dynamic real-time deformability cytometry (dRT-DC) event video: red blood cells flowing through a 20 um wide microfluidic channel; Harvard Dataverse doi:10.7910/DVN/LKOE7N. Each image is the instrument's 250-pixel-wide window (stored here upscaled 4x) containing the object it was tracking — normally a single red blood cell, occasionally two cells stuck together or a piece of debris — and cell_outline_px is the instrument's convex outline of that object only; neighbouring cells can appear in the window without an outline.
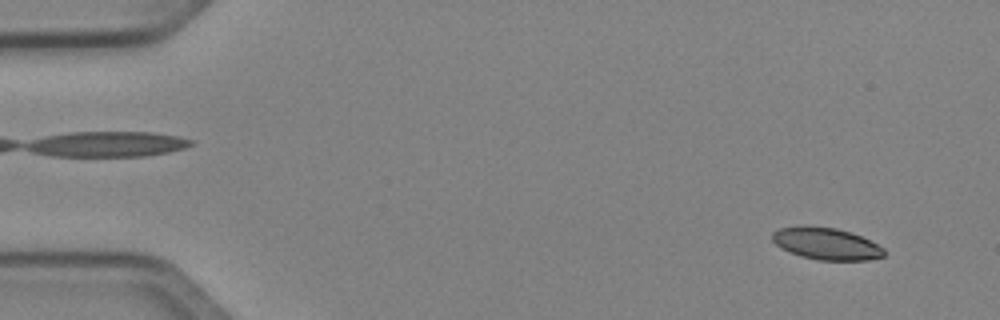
{"species": "Egyptian fruit bat (a non-hibernating species)", "species_latin": "Rousettus aegyptiacus", "temperature_condition": "cold", "stored_images_in_passage": 51, "camera_frame_rate_fps": 3000, "um_per_image_px": 0.085, "animal": {"sex": "female"}, "frame": {"image": 1, "passage_image": 4, "time_ms": 1.0, "image_size_px": [1000, 320], "cell_outline_px": [[884, 256], [868, 260], [820, 260], [800, 256], [780, 248], [772, 240], [772, 232], [780, 228], [836, 228], [860, 236], [884, 248]], "centroid_in_image_um": [70.24, 20.75], "position_along_channel_um": 14.8, "area_um2": 20.06}}
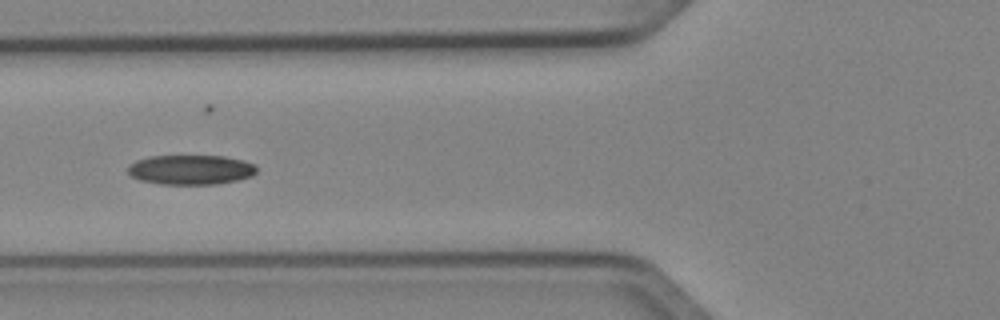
{"frame": {"image": 2, "passage_image": 20, "time_ms": 6.333, "image_size_px": [1000, 320], "cell_outline_px": [[256, 172], [252, 176], [236, 180], [216, 184], [160, 184], [140, 180], [132, 176], [128, 172], [128, 168], [136, 160], [152, 156], [224, 156], [244, 160], [256, 164]], "centroid_in_image_um": [16.25, 14.42], "position_along_channel_um": 109.6, "area_um2": 22.2}}
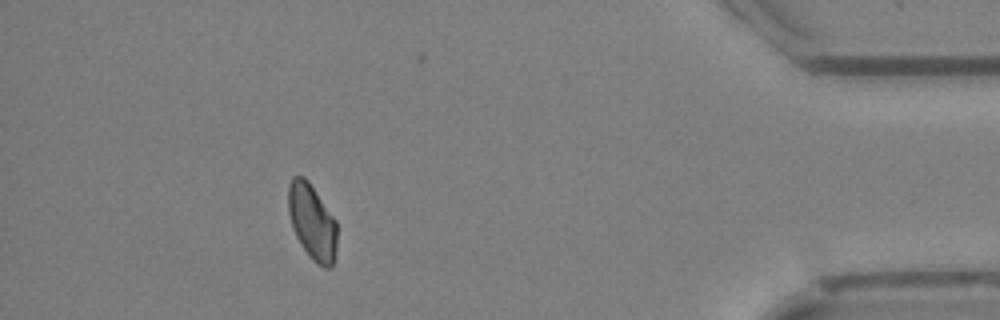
{"frame": {"image": 3, "passage_image": 46, "time_ms": 15.0, "image_size_px": [1000, 320], "cell_outline_px": [[336, 252], [332, 268], [324, 268], [316, 264], [312, 260], [300, 244], [292, 228], [288, 212], [288, 184], [292, 176], [304, 176], [308, 180], [336, 220]], "centroid_in_image_um": [26.52, 18.87], "position_along_channel_um": 408.7, "area_um2": 21.73}, "authors_computed_cell_mechanics": {"area_um2": 21.7328, "velocity_mm_per_s": 4.0425, "shape_relaxation_time_tau1_ms": 8.2128, "shape_relaxation_time_tau2_ms": null, "deformation_change_tau1": 0.1177, "deformation_change_tau2": null}}